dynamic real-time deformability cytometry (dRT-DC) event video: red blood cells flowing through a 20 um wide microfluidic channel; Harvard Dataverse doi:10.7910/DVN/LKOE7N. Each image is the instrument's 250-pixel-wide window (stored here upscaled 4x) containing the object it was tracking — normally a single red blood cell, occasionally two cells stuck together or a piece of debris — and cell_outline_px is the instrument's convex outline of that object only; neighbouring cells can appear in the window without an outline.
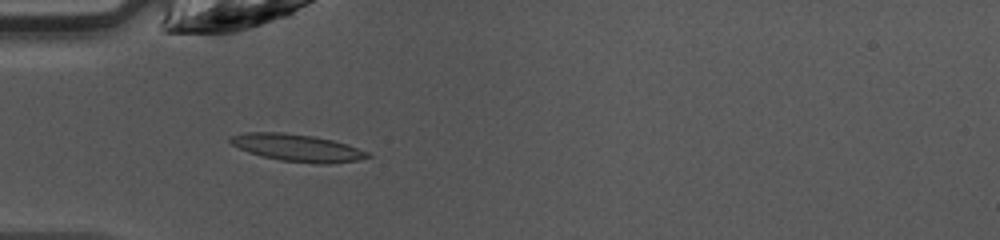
{"species": "common noctule bat (a hibernating species)", "species_latin": "Nyctalus noctula", "temperature_condition": "warm", "stored_images_in_passage": 29, "camera_frame_rate_fps": 3000, "um_per_image_px": 0.085, "animal": {"sex": "female", "body_mass_g": 10.0, "forearm_length_mm": 53.1}, "frame": {"image": 1, "passage_image": 1, "time_ms": 0.0, "image_size_px": [1000, 240], "cell_outline_px": [[372, 156], [356, 160], [328, 164], [316, 164], [280, 160], [248, 152], [232, 144], [228, 140], [228, 136], [244, 132], [284, 132], [312, 136], [332, 140], [348, 144], [368, 152]], "centroid_in_image_um": [25.25, 12.55], "position_along_channel_um": 59.8, "area_um2": 21.73}}
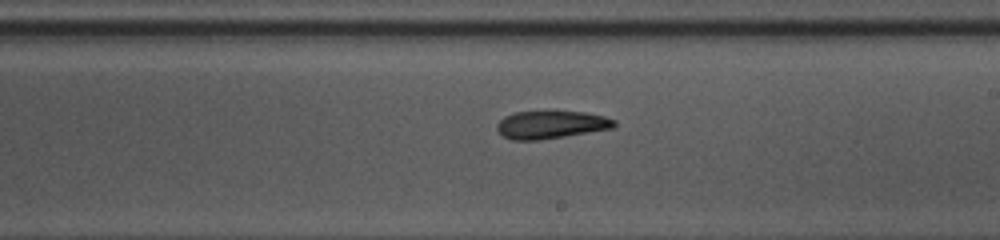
{"frame": {"image": 2, "passage_image": 14, "time_ms": 4.333, "image_size_px": [1000, 240], "cell_outline_px": [[616, 128], [540, 140], [512, 140], [504, 136], [496, 128], [496, 124], [504, 116], [512, 112], [584, 112], [604, 116], [616, 120]], "centroid_in_image_um": [46.85, 10.6], "position_along_channel_um": 242.1, "area_um2": 19.02}}
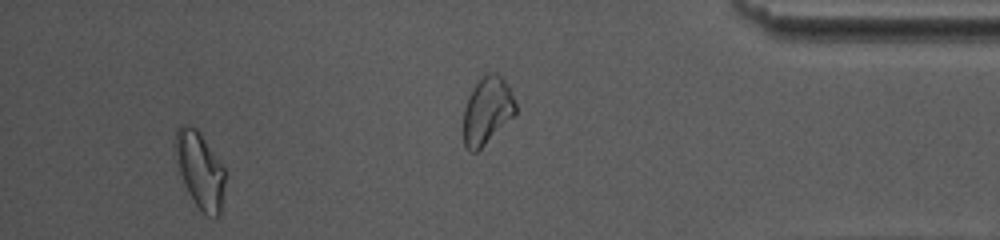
{"frame": {"image": 3, "passage_image": 26, "time_ms": 8.333, "image_size_px": [1000, 240], "cell_outline_px": [[224, 184], [220, 216], [216, 216], [204, 212], [196, 204], [188, 192], [180, 172], [176, 152], [176, 132], [180, 124], [188, 124], [196, 128], [200, 132], [224, 168]], "centroid_in_image_um": [17.0, 14.41], "position_along_channel_um": 418.2, "area_um2": 21.33}, "authors_computed_cell_mechanics": {"area_um2": 20.1722, "velocity_mm_per_s": 4.2706, "shape_relaxation_time_tau1_ms": 3.0174, "shape_relaxation_time_tau2_ms": 4.6754, "deformation_change_tau1": 0.1256, "deformation_change_tau2": 0.1386}}